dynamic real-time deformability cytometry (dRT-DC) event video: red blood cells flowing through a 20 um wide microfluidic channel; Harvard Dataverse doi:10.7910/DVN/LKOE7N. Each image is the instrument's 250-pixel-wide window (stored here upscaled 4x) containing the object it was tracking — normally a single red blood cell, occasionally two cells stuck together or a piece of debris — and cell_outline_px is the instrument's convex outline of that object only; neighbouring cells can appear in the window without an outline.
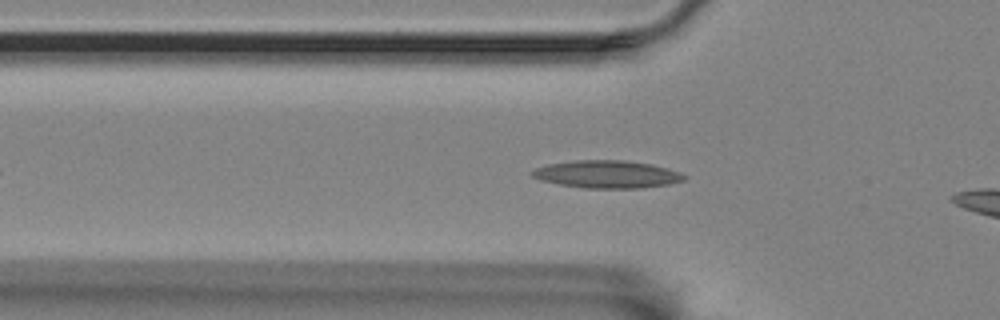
{"species": "Egyptian fruit bat (a non-hibernating species)", "species_latin": "Rousettus aegyptiacus", "temperature_condition": "room temperature", "stored_images_in_passage": 38, "camera_frame_rate_fps": 3000, "um_per_image_px": 0.085, "animal": {"sex": "female"}, "frame": {"image": 1, "passage_image": 4, "time_ms": 1.0, "image_size_px": [1000, 320], "cell_outline_px": [[688, 176], [684, 180], [668, 184], [640, 188], [584, 188], [560, 184], [540, 180], [532, 176], [528, 172], [536, 168], [548, 164], [576, 160], [624, 160], [652, 164], [668, 168], [680, 172]], "centroid_in_image_um": [51.6, 14.81], "position_along_channel_um": 74.2, "area_um2": 24.51}}
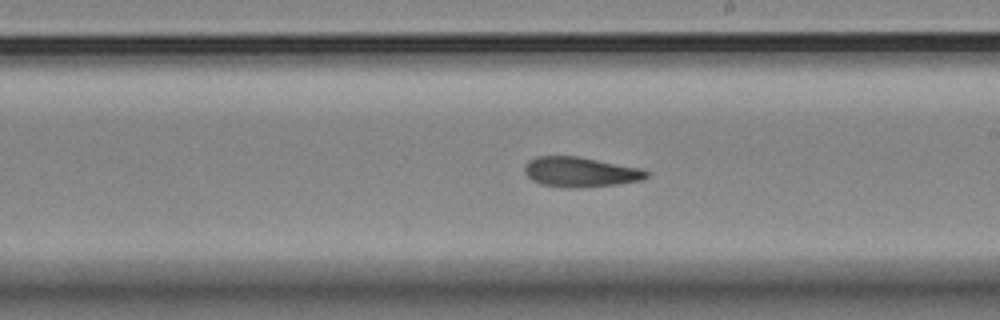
{"frame": {"image": 2, "passage_image": 18, "time_ms": 5.667, "image_size_px": [1000, 320], "cell_outline_px": [[648, 176], [640, 180], [616, 184], [580, 188], [568, 188], [540, 184], [532, 180], [524, 172], [524, 168], [528, 160], [536, 156], [580, 156], [640, 168], [648, 172]], "centroid_in_image_um": [49.29, 14.61], "position_along_channel_um": 239.7, "area_um2": 21.33}}
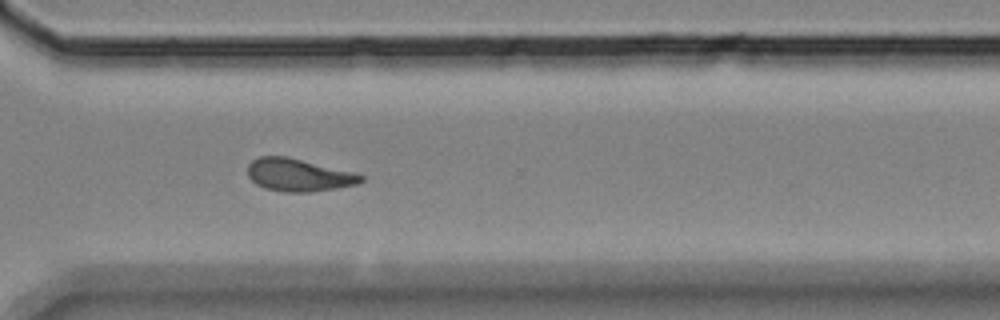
{"frame": {"image": 3, "passage_image": 27, "time_ms": 8.667, "image_size_px": [1000, 320], "cell_outline_px": [[364, 180], [356, 184], [336, 188], [312, 192], [284, 192], [264, 188], [256, 184], [248, 176], [248, 164], [252, 160], [260, 156], [284, 156], [352, 172], [364, 176]], "centroid_in_image_um": [25.34, 14.89], "position_along_channel_um": 345.3, "area_um2": 21.27}}